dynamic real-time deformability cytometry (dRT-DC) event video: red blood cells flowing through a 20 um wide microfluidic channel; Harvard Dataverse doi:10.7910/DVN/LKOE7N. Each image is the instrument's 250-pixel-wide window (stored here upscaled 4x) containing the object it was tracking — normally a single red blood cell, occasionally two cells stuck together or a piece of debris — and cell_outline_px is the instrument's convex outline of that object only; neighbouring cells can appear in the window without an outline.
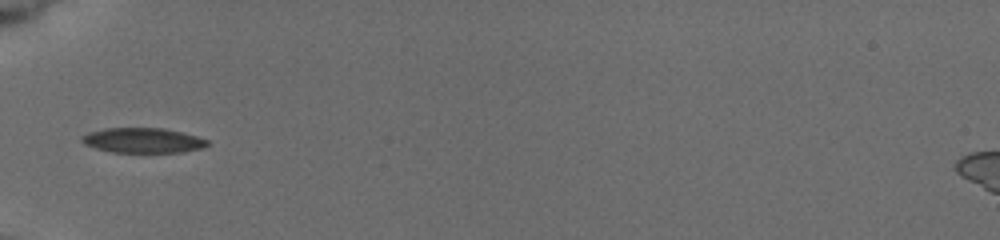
{"species": "common noctule bat (a hibernating species)", "species_latin": "Nyctalus noctula", "temperature_condition": "cold", "stored_images_in_passage": 10, "camera_frame_rate_fps": 3000, "um_per_image_px": 0.085, "animal": {"sex": "female", "body_mass_g": 19.5, "forearm_length_mm": 54.1}, "frame": {"image": 1, "passage_image": 9, "time_ms": 6.667, "image_size_px": [1000, 240], "cell_outline_px": [[208, 144], [204, 148], [184, 152], [112, 152], [96, 148], [84, 144], [80, 140], [80, 136], [88, 132], [104, 128], [164, 128], [196, 136], [208, 140]], "centroid_in_image_um": [12.12, 11.93], "position_along_channel_um": 72.9, "area_um2": 18.32}}